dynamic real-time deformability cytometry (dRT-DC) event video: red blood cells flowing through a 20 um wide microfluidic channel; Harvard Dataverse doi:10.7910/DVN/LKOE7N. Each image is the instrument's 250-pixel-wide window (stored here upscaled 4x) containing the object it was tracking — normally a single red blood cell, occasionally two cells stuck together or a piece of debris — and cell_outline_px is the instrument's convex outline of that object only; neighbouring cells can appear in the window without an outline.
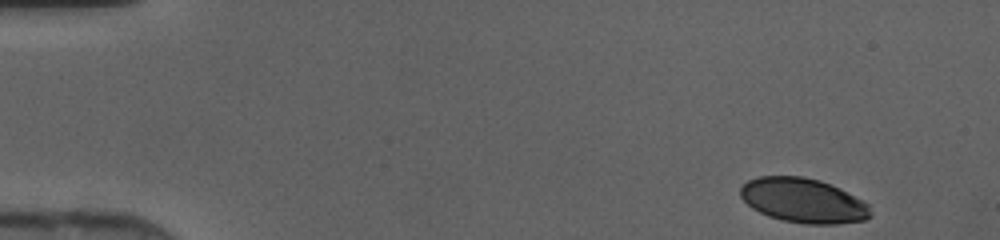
{"species": "human", "species_latin": "Homo sapiens", "temperature_condition": "cold", "stored_images_in_passage": 43, "camera_frame_rate_fps": 3000, "um_per_image_px": 0.085, "donor": {"sex": "female"}, "frame": {"image": 1, "passage_image": 1, "time_ms": 0.0, "image_size_px": [1000, 240], "cell_outline_px": [[872, 216], [864, 220], [836, 224], [804, 224], [784, 220], [768, 216], [752, 208], [740, 196], [740, 188], [748, 180], [760, 176], [804, 176], [820, 180], [840, 188], [868, 204], [872, 212]], "centroid_in_image_um": [68.29, 17.04], "position_along_channel_um": 16.7, "area_um2": 33.76}}
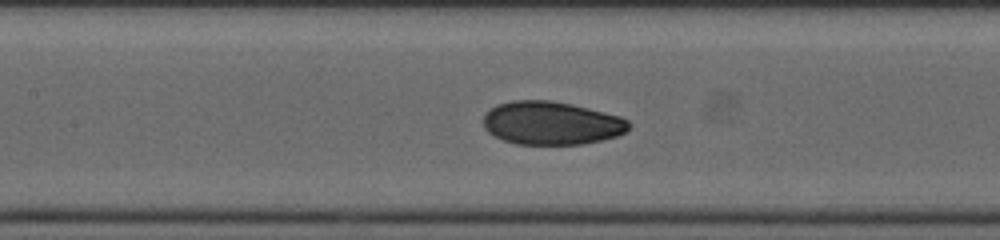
{"frame": {"image": 2, "passage_image": 19, "time_ms": 6.0, "image_size_px": [1000, 240], "cell_outline_px": [[632, 124], [624, 132], [616, 136], [600, 140], [580, 144], [516, 144], [492, 136], [484, 128], [484, 116], [496, 104], [512, 100], [552, 100], [572, 104], [620, 116], [628, 120]], "centroid_in_image_um": [46.85, 10.45], "position_along_channel_um": 160.5, "area_um2": 36.65}}
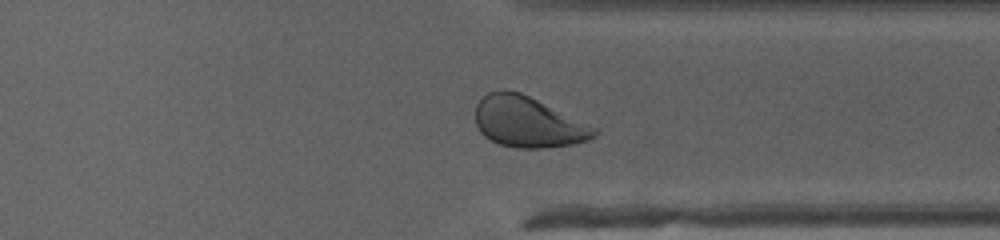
{"frame": {"image": 3, "passage_image": 33, "time_ms": 10.667, "image_size_px": [1000, 240], "cell_outline_px": [[600, 128], [596, 136], [588, 140], [572, 144], [544, 148], [516, 148], [500, 144], [484, 136], [480, 132], [476, 124], [476, 104], [488, 92], [504, 88], [520, 92]], "centroid_in_image_um": [44.91, 10.36], "position_along_channel_um": 366.5, "area_um2": 35.43}}